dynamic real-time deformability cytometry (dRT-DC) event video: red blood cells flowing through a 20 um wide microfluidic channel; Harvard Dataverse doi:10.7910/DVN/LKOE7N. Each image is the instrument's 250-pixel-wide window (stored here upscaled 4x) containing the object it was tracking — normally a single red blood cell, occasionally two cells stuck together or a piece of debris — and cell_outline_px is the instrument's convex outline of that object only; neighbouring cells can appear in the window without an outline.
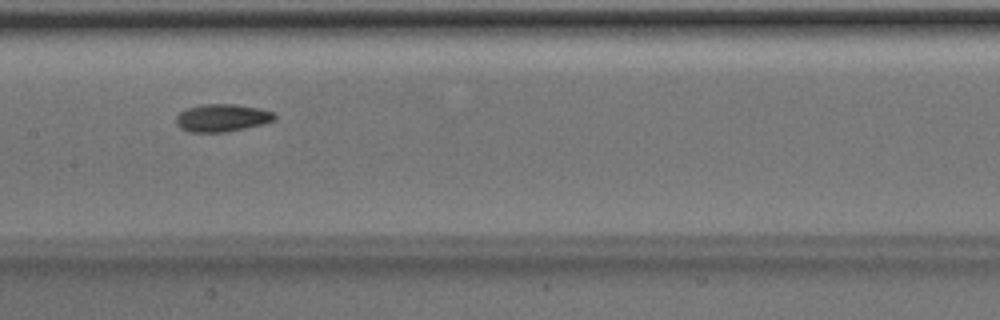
{"species": "Egyptian fruit bat (a non-hibernating species)", "species_latin": "Rousettus aegyptiacus", "temperature_condition": "room temperature", "stored_images_in_passage": 45, "camera_frame_rate_fps": 3000, "um_per_image_px": 0.085, "animal": {"sex": "male"}, "frame": {"image": 1, "passage_image": 20, "time_ms": 6.333, "image_size_px": [1000, 320], "cell_outline_px": [[276, 120], [228, 132], [188, 132], [180, 128], [176, 124], [176, 116], [180, 112], [188, 108], [200, 104], [236, 104], [260, 108], [272, 112], [276, 116]], "centroid_in_image_um": [18.85, 10.01], "position_along_channel_um": 188.5, "area_um2": 15.9}}
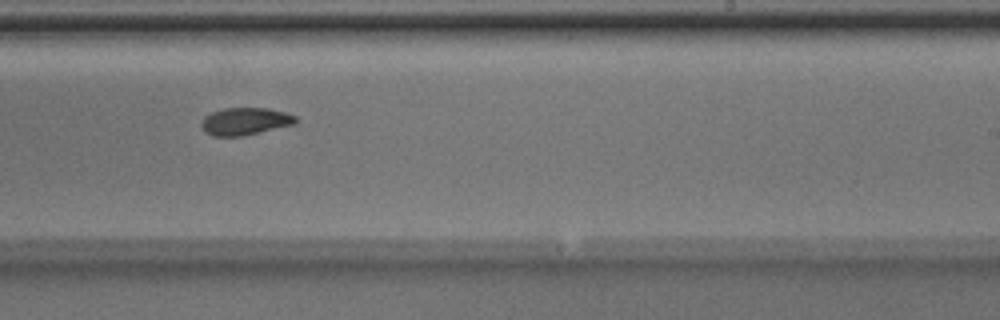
{"frame": {"image": 2, "passage_image": 26, "time_ms": 8.333, "image_size_px": [1000, 320], "cell_outline_px": [[296, 124], [244, 136], [212, 136], [204, 132], [200, 124], [204, 116], [220, 108], [268, 108], [284, 112], [296, 116]], "centroid_in_image_um": [20.81, 10.32], "position_along_channel_um": 268.2, "area_um2": 15.26}}
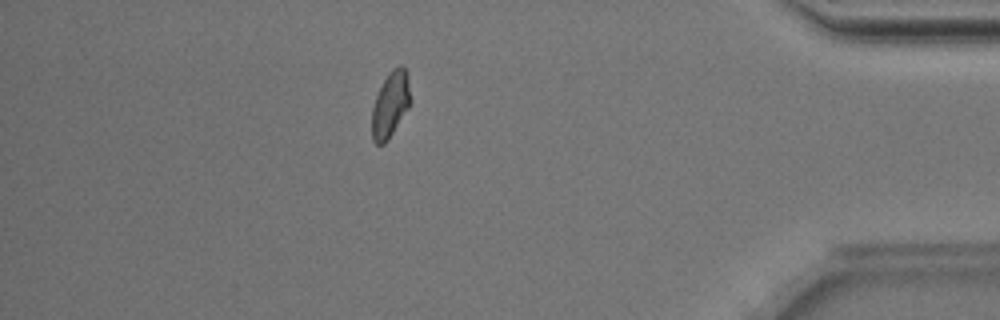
{"frame": {"image": 3, "passage_image": 39, "time_ms": 12.667, "image_size_px": [1000, 320], "cell_outline_px": [[412, 100], [408, 108], [388, 140], [384, 144], [376, 144], [372, 140], [372, 108], [376, 96], [388, 72], [392, 68], [400, 64], [404, 64]], "centroid_in_image_um": [33.19, 8.87], "position_along_channel_um": 402.0, "area_um2": 14.8}, "authors_computed_cell_mechanics": {"area_um2": 15.317, "velocity_mm_per_s": 4.0173, "shape_relaxation_time_tau1_ms": 3.2767, "shape_relaxation_time_tau2_ms": 4.4054, "deformation_change_tau1": 0.1128, "deformation_change_tau2": 0.086}}